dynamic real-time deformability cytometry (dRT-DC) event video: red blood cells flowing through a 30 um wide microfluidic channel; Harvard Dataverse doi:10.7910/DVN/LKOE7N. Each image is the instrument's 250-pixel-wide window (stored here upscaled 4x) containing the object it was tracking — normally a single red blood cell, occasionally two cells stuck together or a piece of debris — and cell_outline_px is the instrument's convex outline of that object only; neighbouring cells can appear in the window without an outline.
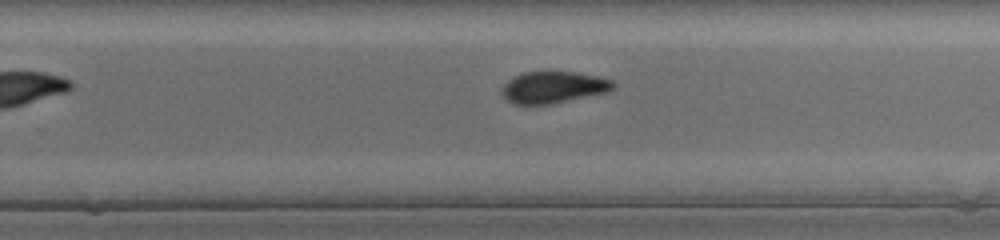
{"species": "common noctule bat (a hibernating species)", "species_latin": "Nyctalus noctula", "temperature_condition": "cold", "stored_images_in_passage": 27, "camera_frame_rate_fps": 3000, "um_per_image_px": 0.085, "animal": {"sex": "female", "body_mass_g": 17.0, "forearm_length_mm": 48.0}, "frame": {"image": 1, "passage_image": 16, "time_ms": 5.0, "image_size_px": [1000, 240], "cell_outline_px": [[608, 88], [592, 92], [552, 100], [528, 104], [512, 100], [508, 96], [508, 84], [512, 80], [520, 76], [532, 72], [560, 72], [584, 76], [604, 80], [608, 84]], "centroid_in_image_um": [46.88, 7.36], "position_along_channel_um": 282.9, "area_um2": 16.13}}
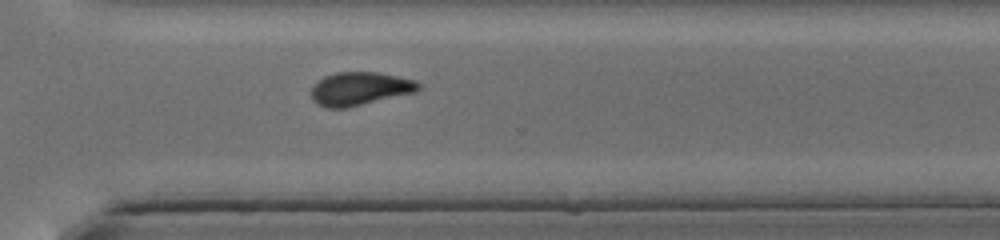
{"frame": {"image": 2, "passage_image": 20, "time_ms": 6.333, "image_size_px": [1000, 240], "cell_outline_px": [[416, 88], [404, 92], [352, 104], [324, 104], [316, 100], [312, 92], [324, 80], [332, 76], [348, 72], [360, 72], [388, 76], [408, 80], [416, 84]], "centroid_in_image_um": [30.54, 7.48], "position_along_channel_um": 340.1, "area_um2": 16.59}}